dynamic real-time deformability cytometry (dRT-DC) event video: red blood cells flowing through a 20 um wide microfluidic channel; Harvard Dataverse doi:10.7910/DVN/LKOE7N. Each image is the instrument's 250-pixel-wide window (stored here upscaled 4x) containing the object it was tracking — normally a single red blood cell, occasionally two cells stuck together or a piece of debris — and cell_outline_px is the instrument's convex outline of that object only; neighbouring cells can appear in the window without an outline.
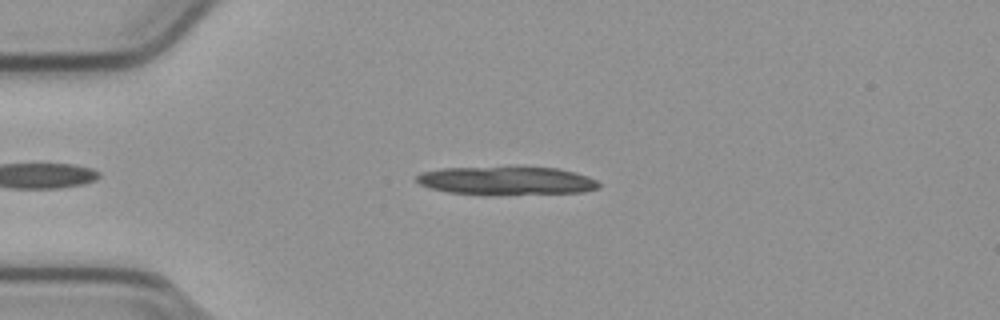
{"species": "common noctule bat (a hibernating species)", "species_latin": "Nyctalus noctula", "temperature_condition": "cold", "stored_images_in_passage": 17, "camera_frame_rate_fps": 3000, "um_per_image_px": 0.085, "animal": {"sex": "male", "body_mass_g": 23.1, "forearm_length_mm": 52.7}, "frame": {"image": 1, "passage_image": 10, "time_ms": 3.0, "image_size_px": [1000, 320], "cell_outline_px": [[600, 188], [584, 192], [500, 196], [488, 196], [448, 192], [432, 188], [420, 184], [416, 180], [416, 176], [424, 172], [444, 168], [560, 168], [576, 172], [588, 176], [596, 180], [600, 184]], "centroid_in_image_um": [43.12, 15.4], "position_along_channel_um": 41.9, "area_um2": 30.4}}